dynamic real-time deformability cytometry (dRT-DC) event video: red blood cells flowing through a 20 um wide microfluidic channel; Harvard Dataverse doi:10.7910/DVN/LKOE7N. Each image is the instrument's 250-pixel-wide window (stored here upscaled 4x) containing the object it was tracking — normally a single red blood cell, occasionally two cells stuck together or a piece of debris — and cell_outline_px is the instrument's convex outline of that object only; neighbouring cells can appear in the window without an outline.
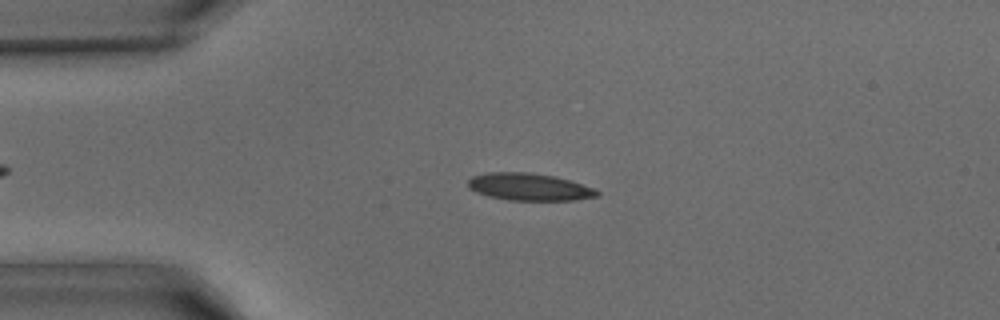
{"species": "common noctule bat (a hibernating species)", "species_latin": "Nyctalus noctula", "temperature_condition": "warm", "stored_images_in_passage": 34, "camera_frame_rate_fps": 3000, "um_per_image_px": 0.085, "animal": {"sex": "male", "body_mass_g": 15.6}, "frame": {"image": 1, "passage_image": 6, "time_ms": 1.667, "image_size_px": [1000, 320], "cell_outline_px": [[600, 196], [576, 200], [508, 200], [488, 196], [476, 192], [468, 188], [468, 180], [472, 176], [488, 172], [532, 172], [556, 176], [592, 188], [600, 192]], "centroid_in_image_um": [44.96, 15.88], "position_along_channel_um": 40.0, "area_um2": 20.58}}
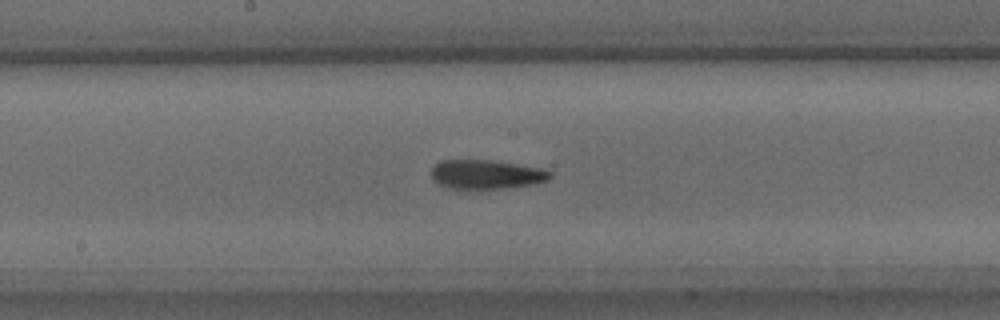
{"frame": {"image": 2, "passage_image": 18, "time_ms": 5.667, "image_size_px": [1000, 320], "cell_outline_px": [[552, 176], [548, 180], [536, 184], [504, 188], [448, 188], [432, 180], [432, 168], [440, 160], [492, 160], [540, 168], [552, 172]], "centroid_in_image_um": [41.35, 14.82], "position_along_channel_um": 206.9, "area_um2": 20.06}}
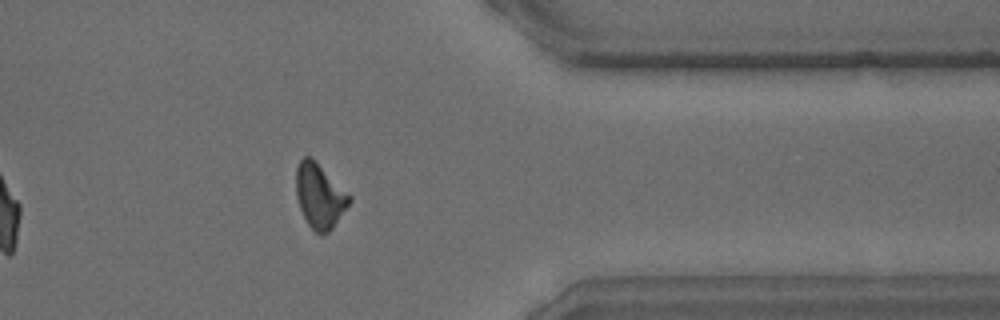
{"frame": {"image": 3, "passage_image": 30, "time_ms": 9.667, "image_size_px": [1000, 320], "cell_outline_px": [[352, 200], [332, 228], [328, 232], [320, 236], [308, 224], [300, 208], [296, 196], [296, 168], [300, 160], [304, 156], [312, 156], [352, 196]], "centroid_in_image_um": [27.17, 16.62], "position_along_channel_um": 384.2, "area_um2": 20.17}}